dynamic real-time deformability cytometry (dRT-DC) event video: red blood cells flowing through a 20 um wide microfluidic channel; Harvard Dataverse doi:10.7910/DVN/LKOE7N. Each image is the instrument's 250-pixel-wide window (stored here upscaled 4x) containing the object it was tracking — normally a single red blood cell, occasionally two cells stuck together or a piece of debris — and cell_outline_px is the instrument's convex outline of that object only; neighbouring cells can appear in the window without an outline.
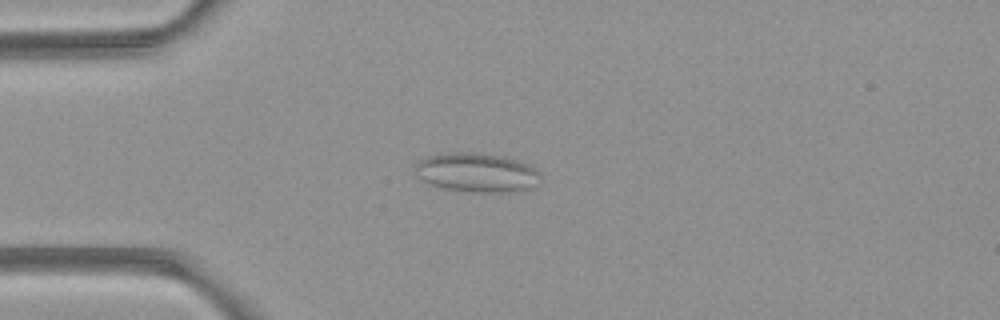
{"species": "common noctule bat (a hibernating species)", "species_latin": "Nyctalus noctula", "temperature_condition": "room temperature", "stored_images_in_passage": 5, "camera_frame_rate_fps": 3000, "um_per_image_px": 0.085, "animal": {"sex": "female", "body_mass_g": 21.9}, "frame": {"image": 1, "passage_image": 4, "time_ms": 3.333, "image_size_px": [1000, 320], "cell_outline_px": [[540, 176], [528, 188], [508, 192], [468, 192], [440, 188], [420, 180], [412, 172], [416, 164], [420, 160], [428, 156], [440, 152], [472, 152], [504, 156], [528, 164], [536, 168], [540, 172]], "centroid_in_image_um": [40.41, 14.65], "position_along_channel_um": 44.6, "area_um2": 28.9}}